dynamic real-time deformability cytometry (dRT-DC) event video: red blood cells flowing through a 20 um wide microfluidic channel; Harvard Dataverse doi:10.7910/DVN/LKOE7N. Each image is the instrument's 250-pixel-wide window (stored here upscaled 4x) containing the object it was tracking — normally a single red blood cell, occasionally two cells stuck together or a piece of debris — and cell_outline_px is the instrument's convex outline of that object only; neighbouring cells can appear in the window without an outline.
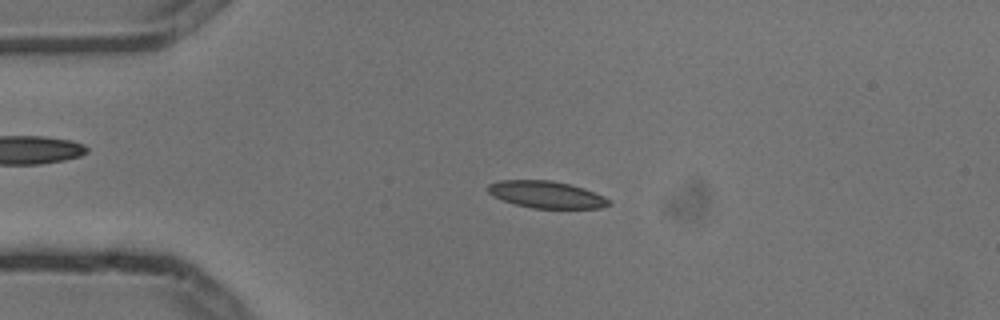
{"species": "common noctule bat (a hibernating species)", "species_latin": "Nyctalus noctula", "temperature_condition": "cold", "stored_images_in_passage": 3, "camera_frame_rate_fps": 3000, "um_per_image_px": 0.085, "animal": {"sex": "male", "body_mass_g": 13.3}, "frame": {"image": 1, "passage_image": 2, "time_ms": 0.333, "image_size_px": [1000, 320], "cell_outline_px": [[612, 204], [600, 208], [532, 208], [516, 204], [492, 196], [488, 192], [488, 184], [500, 180], [552, 180], [584, 188], [604, 196], [612, 200]], "centroid_in_image_um": [46.47, 16.53], "position_along_channel_um": 38.5, "area_um2": 19.02}}